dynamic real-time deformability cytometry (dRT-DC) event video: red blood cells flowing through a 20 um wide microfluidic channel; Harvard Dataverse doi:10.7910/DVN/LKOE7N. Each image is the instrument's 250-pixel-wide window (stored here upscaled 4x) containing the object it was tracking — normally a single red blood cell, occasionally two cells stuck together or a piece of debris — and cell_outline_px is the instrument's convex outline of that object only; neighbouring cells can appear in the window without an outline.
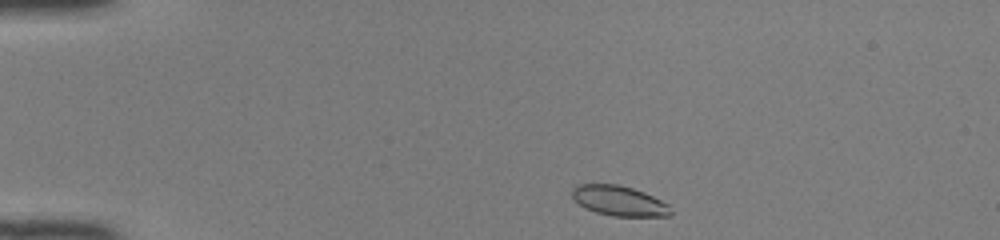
{"species": "common noctule bat (a hibernating species)", "species_latin": "Nyctalus noctula", "temperature_condition": "room temperature", "stored_images_in_passage": 40, "camera_frame_rate_fps": 3000, "um_per_image_px": 0.085, "animal": {"sex": "female", "body_mass_g": 22.0, "forearm_length_mm": 56.7}, "frame": {"image": 1, "passage_image": 1, "time_ms": 0.0, "image_size_px": [1000, 240], "cell_outline_px": [[672, 216], [612, 216], [596, 212], [580, 204], [572, 196], [572, 188], [576, 184], [620, 184], [644, 192], [668, 204], [672, 212]], "centroid_in_image_um": [52.64, 17.06], "position_along_channel_um": 32.4, "area_um2": 17.17}}
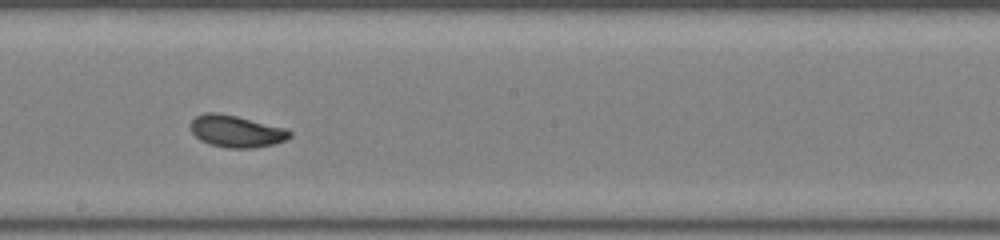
{"frame": {"image": 2, "passage_image": 20, "time_ms": 6.333, "image_size_px": [1000, 240], "cell_outline_px": [[292, 136], [284, 140], [272, 144], [256, 148], [228, 148], [208, 144], [200, 140], [192, 132], [192, 120], [196, 116], [204, 112], [220, 112], [288, 128], [292, 132]], "centroid_in_image_um": [20.11, 11.15], "position_along_channel_um": 228.1, "area_um2": 18.61}}
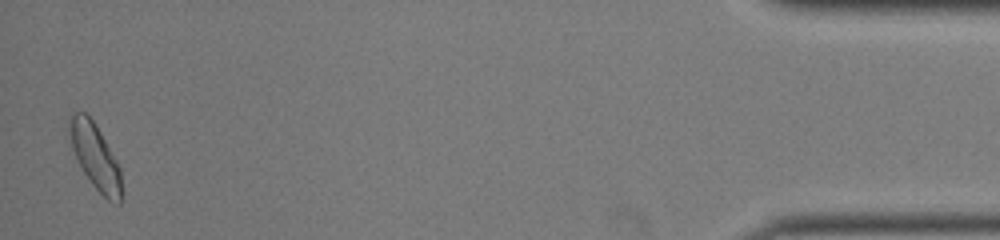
{"frame": {"image": 3, "passage_image": 40, "time_ms": 13.0, "image_size_px": [1000, 240], "cell_outline_px": [[120, 204], [116, 204], [108, 200], [92, 184], [84, 172], [72, 148], [68, 128], [68, 116], [72, 112], [84, 112], [92, 120], [100, 132], [116, 160], [120, 168]], "centroid_in_image_um": [8.06, 13.26], "position_along_channel_um": 427.1, "area_um2": 19.31}, "authors_computed_cell_mechanics": {"area_um2": 18.1492, "velocity_mm_per_s": 4.1238, "shape_relaxation_time_tau1_ms": 1.8681, "shape_relaxation_time_tau2_ms": 6.1619, "deformation_change_tau1": 0.0788, "deformation_change_tau2": 0.091}}